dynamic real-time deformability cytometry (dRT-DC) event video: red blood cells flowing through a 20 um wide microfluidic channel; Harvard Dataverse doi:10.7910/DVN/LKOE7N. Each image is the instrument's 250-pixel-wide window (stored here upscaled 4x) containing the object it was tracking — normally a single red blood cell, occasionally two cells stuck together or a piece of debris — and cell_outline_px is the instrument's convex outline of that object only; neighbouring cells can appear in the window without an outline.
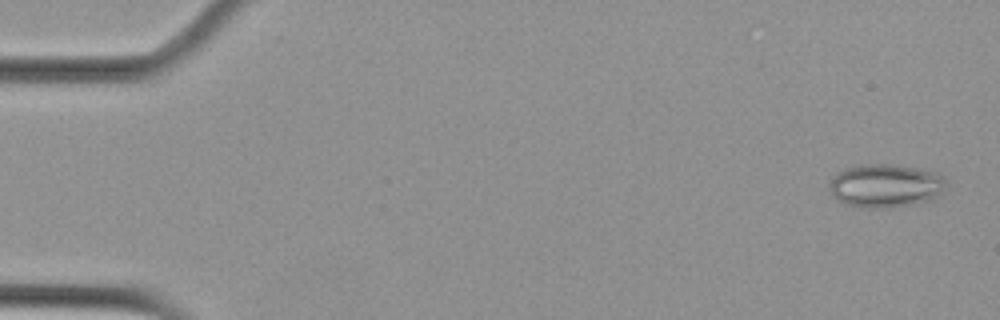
{"species": "Egyptian fruit bat (a non-hibernating species)", "species_latin": "Rousettus aegyptiacus", "temperature_condition": "cold", "stored_images_in_passage": 56, "camera_frame_rate_fps": 3000, "um_per_image_px": 0.085, "animal": {"sex": "female"}, "frame": {"image": 1, "passage_image": 2, "time_ms": 0.333, "image_size_px": [1000, 320], "cell_outline_px": [[948, 184], [936, 196], [912, 204], [848, 204], [840, 200], [828, 188], [828, 184], [832, 176], [836, 172], [860, 164], [896, 164], [936, 172], [944, 176]], "centroid_in_image_um": [75.28, 15.68], "position_along_channel_um": 9.7, "area_um2": 28.15}}
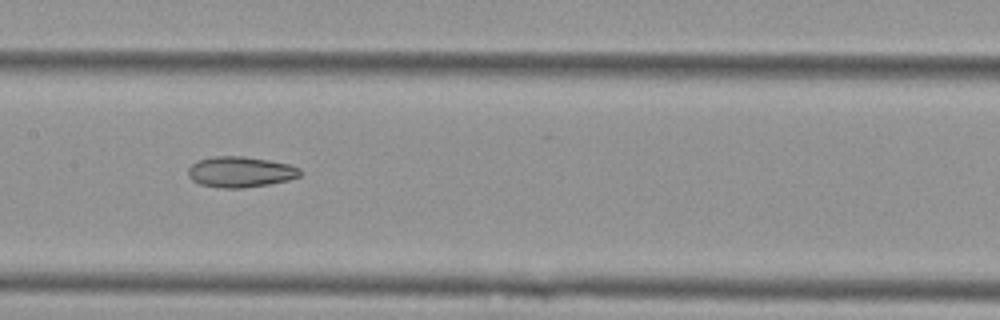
{"frame": {"image": 2, "passage_image": 28, "time_ms": 9.0, "image_size_px": [1000, 320], "cell_outline_px": [[300, 176], [288, 180], [268, 184], [244, 188], [224, 188], [200, 184], [192, 180], [188, 176], [188, 168], [192, 164], [200, 160], [212, 156], [244, 156], [268, 160], [288, 164], [300, 168]], "centroid_in_image_um": [20.42, 14.61], "position_along_channel_um": 187.0, "area_um2": 19.94}}
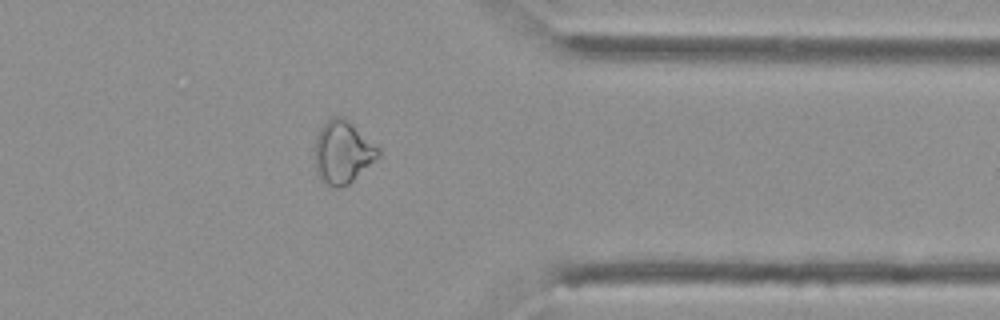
{"frame": {"image": 3, "passage_image": 45, "time_ms": 14.667, "image_size_px": [1000, 320], "cell_outline_px": [[380, 156], [376, 160], [348, 184], [340, 188], [332, 188], [324, 184], [320, 180], [316, 172], [316, 136], [320, 128], [332, 116], [344, 116], [380, 148]], "centroid_in_image_um": [29.14, 12.95], "position_along_channel_um": 382.3, "area_um2": 23.29}, "authors_computed_cell_mechanics": {"area_um2": 24.6228, "velocity_mm_per_s": 3.6222, "shape_relaxation_time_tau1_ms": null, "shape_relaxation_time_tau2_ms": 6.8361, "deformation_change_tau1": null, "deformation_change_tau2": 0.1513}}